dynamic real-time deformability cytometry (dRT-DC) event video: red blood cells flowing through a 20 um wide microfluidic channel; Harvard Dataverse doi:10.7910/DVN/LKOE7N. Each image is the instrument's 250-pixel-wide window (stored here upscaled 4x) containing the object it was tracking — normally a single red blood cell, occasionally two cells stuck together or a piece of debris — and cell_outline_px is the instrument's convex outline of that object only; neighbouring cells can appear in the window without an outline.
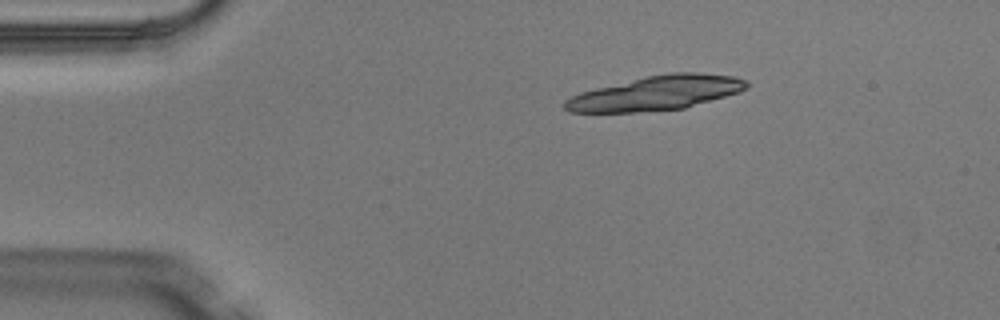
{"species": "Egyptian fruit bat (a non-hibernating species)", "species_latin": "Rousettus aegyptiacus", "temperature_condition": "warm", "stored_images_in_passage": 4, "camera_frame_rate_fps": 3000, "um_per_image_px": 0.085, "animal": {"sex": "male"}, "frame": {"image": 1, "passage_image": 4, "time_ms": 1.0, "image_size_px": [1000, 320], "cell_outline_px": [[748, 88], [740, 92], [684, 108], [636, 112], [568, 112], [564, 108], [564, 100], [580, 92], [596, 88], [648, 76], [668, 72], [700, 72], [732, 76], [744, 80], [748, 84]], "centroid_in_image_um": [55.78, 7.91], "position_along_channel_um": 29.2, "area_um2": 36.13}}